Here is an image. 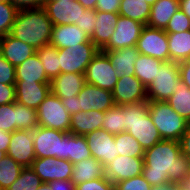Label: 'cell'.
<instances>
[{"label":"cell","instance_id":"cell-47","mask_svg":"<svg viewBox=\"0 0 190 190\" xmlns=\"http://www.w3.org/2000/svg\"><path fill=\"white\" fill-rule=\"evenodd\" d=\"M16 101V86L0 83V105Z\"/></svg>","mask_w":190,"mask_h":190},{"label":"cell","instance_id":"cell-20","mask_svg":"<svg viewBox=\"0 0 190 190\" xmlns=\"http://www.w3.org/2000/svg\"><path fill=\"white\" fill-rule=\"evenodd\" d=\"M85 75L80 73H60L50 81V90L60 99L78 95L85 85Z\"/></svg>","mask_w":190,"mask_h":190},{"label":"cell","instance_id":"cell-50","mask_svg":"<svg viewBox=\"0 0 190 190\" xmlns=\"http://www.w3.org/2000/svg\"><path fill=\"white\" fill-rule=\"evenodd\" d=\"M181 153L190 159V123L187 126L185 133L179 139Z\"/></svg>","mask_w":190,"mask_h":190},{"label":"cell","instance_id":"cell-18","mask_svg":"<svg viewBox=\"0 0 190 190\" xmlns=\"http://www.w3.org/2000/svg\"><path fill=\"white\" fill-rule=\"evenodd\" d=\"M143 166V157H129L119 155L104 167L105 176L113 184H115L119 181L141 175Z\"/></svg>","mask_w":190,"mask_h":190},{"label":"cell","instance_id":"cell-8","mask_svg":"<svg viewBox=\"0 0 190 190\" xmlns=\"http://www.w3.org/2000/svg\"><path fill=\"white\" fill-rule=\"evenodd\" d=\"M180 80L179 63L164 62L154 81L147 87L148 101H167L178 88Z\"/></svg>","mask_w":190,"mask_h":190},{"label":"cell","instance_id":"cell-17","mask_svg":"<svg viewBox=\"0 0 190 190\" xmlns=\"http://www.w3.org/2000/svg\"><path fill=\"white\" fill-rule=\"evenodd\" d=\"M112 91L85 83L78 94L79 112L97 110L105 112L114 106Z\"/></svg>","mask_w":190,"mask_h":190},{"label":"cell","instance_id":"cell-40","mask_svg":"<svg viewBox=\"0 0 190 190\" xmlns=\"http://www.w3.org/2000/svg\"><path fill=\"white\" fill-rule=\"evenodd\" d=\"M0 129L9 133L17 130V102L0 105Z\"/></svg>","mask_w":190,"mask_h":190},{"label":"cell","instance_id":"cell-57","mask_svg":"<svg viewBox=\"0 0 190 190\" xmlns=\"http://www.w3.org/2000/svg\"><path fill=\"white\" fill-rule=\"evenodd\" d=\"M172 190H190L185 183L172 184Z\"/></svg>","mask_w":190,"mask_h":190},{"label":"cell","instance_id":"cell-61","mask_svg":"<svg viewBox=\"0 0 190 190\" xmlns=\"http://www.w3.org/2000/svg\"><path fill=\"white\" fill-rule=\"evenodd\" d=\"M143 1L147 2L152 6L157 0H143Z\"/></svg>","mask_w":190,"mask_h":190},{"label":"cell","instance_id":"cell-54","mask_svg":"<svg viewBox=\"0 0 190 190\" xmlns=\"http://www.w3.org/2000/svg\"><path fill=\"white\" fill-rule=\"evenodd\" d=\"M10 142L11 133L0 129V150L7 153Z\"/></svg>","mask_w":190,"mask_h":190},{"label":"cell","instance_id":"cell-52","mask_svg":"<svg viewBox=\"0 0 190 190\" xmlns=\"http://www.w3.org/2000/svg\"><path fill=\"white\" fill-rule=\"evenodd\" d=\"M62 105L65 107V109L68 111L70 115L78 113V95L71 97V98H65L61 99Z\"/></svg>","mask_w":190,"mask_h":190},{"label":"cell","instance_id":"cell-46","mask_svg":"<svg viewBox=\"0 0 190 190\" xmlns=\"http://www.w3.org/2000/svg\"><path fill=\"white\" fill-rule=\"evenodd\" d=\"M95 22L96 10L85 9L84 14H82L80 18V22L77 24V27L91 37L95 28Z\"/></svg>","mask_w":190,"mask_h":190},{"label":"cell","instance_id":"cell-35","mask_svg":"<svg viewBox=\"0 0 190 190\" xmlns=\"http://www.w3.org/2000/svg\"><path fill=\"white\" fill-rule=\"evenodd\" d=\"M115 145L117 146V154L120 156L144 157L145 150L128 132L116 134Z\"/></svg>","mask_w":190,"mask_h":190},{"label":"cell","instance_id":"cell-29","mask_svg":"<svg viewBox=\"0 0 190 190\" xmlns=\"http://www.w3.org/2000/svg\"><path fill=\"white\" fill-rule=\"evenodd\" d=\"M169 61L182 62L190 59V30L167 34Z\"/></svg>","mask_w":190,"mask_h":190},{"label":"cell","instance_id":"cell-37","mask_svg":"<svg viewBox=\"0 0 190 190\" xmlns=\"http://www.w3.org/2000/svg\"><path fill=\"white\" fill-rule=\"evenodd\" d=\"M102 122V130L113 135L124 132L123 106L114 105L107 109Z\"/></svg>","mask_w":190,"mask_h":190},{"label":"cell","instance_id":"cell-3","mask_svg":"<svg viewBox=\"0 0 190 190\" xmlns=\"http://www.w3.org/2000/svg\"><path fill=\"white\" fill-rule=\"evenodd\" d=\"M124 132L133 136L146 150L162 140L149 114L148 102L123 105Z\"/></svg>","mask_w":190,"mask_h":190},{"label":"cell","instance_id":"cell-9","mask_svg":"<svg viewBox=\"0 0 190 190\" xmlns=\"http://www.w3.org/2000/svg\"><path fill=\"white\" fill-rule=\"evenodd\" d=\"M136 49L140 54L169 62L168 36L164 29L145 25L137 40Z\"/></svg>","mask_w":190,"mask_h":190},{"label":"cell","instance_id":"cell-11","mask_svg":"<svg viewBox=\"0 0 190 190\" xmlns=\"http://www.w3.org/2000/svg\"><path fill=\"white\" fill-rule=\"evenodd\" d=\"M144 26L139 21L120 15L115 25L114 33L101 51H113L136 46Z\"/></svg>","mask_w":190,"mask_h":190},{"label":"cell","instance_id":"cell-42","mask_svg":"<svg viewBox=\"0 0 190 190\" xmlns=\"http://www.w3.org/2000/svg\"><path fill=\"white\" fill-rule=\"evenodd\" d=\"M188 30H190V18L180 9L172 16L164 29L167 34L180 33Z\"/></svg>","mask_w":190,"mask_h":190},{"label":"cell","instance_id":"cell-43","mask_svg":"<svg viewBox=\"0 0 190 190\" xmlns=\"http://www.w3.org/2000/svg\"><path fill=\"white\" fill-rule=\"evenodd\" d=\"M152 186L143 175L125 179L114 184V190H151Z\"/></svg>","mask_w":190,"mask_h":190},{"label":"cell","instance_id":"cell-5","mask_svg":"<svg viewBox=\"0 0 190 190\" xmlns=\"http://www.w3.org/2000/svg\"><path fill=\"white\" fill-rule=\"evenodd\" d=\"M60 130L37 126L33 130L36 158H58L66 160V135Z\"/></svg>","mask_w":190,"mask_h":190},{"label":"cell","instance_id":"cell-33","mask_svg":"<svg viewBox=\"0 0 190 190\" xmlns=\"http://www.w3.org/2000/svg\"><path fill=\"white\" fill-rule=\"evenodd\" d=\"M177 89L166 101L171 108L190 123V89L180 80Z\"/></svg>","mask_w":190,"mask_h":190},{"label":"cell","instance_id":"cell-44","mask_svg":"<svg viewBox=\"0 0 190 190\" xmlns=\"http://www.w3.org/2000/svg\"><path fill=\"white\" fill-rule=\"evenodd\" d=\"M75 190H114V184L103 176L75 185Z\"/></svg>","mask_w":190,"mask_h":190},{"label":"cell","instance_id":"cell-45","mask_svg":"<svg viewBox=\"0 0 190 190\" xmlns=\"http://www.w3.org/2000/svg\"><path fill=\"white\" fill-rule=\"evenodd\" d=\"M0 83L7 85L16 84L15 67L0 54Z\"/></svg>","mask_w":190,"mask_h":190},{"label":"cell","instance_id":"cell-41","mask_svg":"<svg viewBox=\"0 0 190 190\" xmlns=\"http://www.w3.org/2000/svg\"><path fill=\"white\" fill-rule=\"evenodd\" d=\"M17 12L8 1L0 2V38L11 32Z\"/></svg>","mask_w":190,"mask_h":190},{"label":"cell","instance_id":"cell-39","mask_svg":"<svg viewBox=\"0 0 190 190\" xmlns=\"http://www.w3.org/2000/svg\"><path fill=\"white\" fill-rule=\"evenodd\" d=\"M38 126L37 110L17 102V130H34Z\"/></svg>","mask_w":190,"mask_h":190},{"label":"cell","instance_id":"cell-31","mask_svg":"<svg viewBox=\"0 0 190 190\" xmlns=\"http://www.w3.org/2000/svg\"><path fill=\"white\" fill-rule=\"evenodd\" d=\"M92 157L84 135H66V160L72 164Z\"/></svg>","mask_w":190,"mask_h":190},{"label":"cell","instance_id":"cell-27","mask_svg":"<svg viewBox=\"0 0 190 190\" xmlns=\"http://www.w3.org/2000/svg\"><path fill=\"white\" fill-rule=\"evenodd\" d=\"M179 9V0H157L151 6L147 26L165 29L169 20Z\"/></svg>","mask_w":190,"mask_h":190},{"label":"cell","instance_id":"cell-14","mask_svg":"<svg viewBox=\"0 0 190 190\" xmlns=\"http://www.w3.org/2000/svg\"><path fill=\"white\" fill-rule=\"evenodd\" d=\"M31 169L40 177L43 183L57 180H71L73 164L58 158H36Z\"/></svg>","mask_w":190,"mask_h":190},{"label":"cell","instance_id":"cell-23","mask_svg":"<svg viewBox=\"0 0 190 190\" xmlns=\"http://www.w3.org/2000/svg\"><path fill=\"white\" fill-rule=\"evenodd\" d=\"M102 52H104L108 56L113 68L116 71L115 74L118 78L124 75L135 76L134 64L139 55L136 46Z\"/></svg>","mask_w":190,"mask_h":190},{"label":"cell","instance_id":"cell-13","mask_svg":"<svg viewBox=\"0 0 190 190\" xmlns=\"http://www.w3.org/2000/svg\"><path fill=\"white\" fill-rule=\"evenodd\" d=\"M113 101L117 106L148 102L147 88L136 76H122L112 90Z\"/></svg>","mask_w":190,"mask_h":190},{"label":"cell","instance_id":"cell-25","mask_svg":"<svg viewBox=\"0 0 190 190\" xmlns=\"http://www.w3.org/2000/svg\"><path fill=\"white\" fill-rule=\"evenodd\" d=\"M104 115V112L97 110L72 114L70 121V133L85 135L97 129H102Z\"/></svg>","mask_w":190,"mask_h":190},{"label":"cell","instance_id":"cell-58","mask_svg":"<svg viewBox=\"0 0 190 190\" xmlns=\"http://www.w3.org/2000/svg\"><path fill=\"white\" fill-rule=\"evenodd\" d=\"M151 190H172V184H166L162 186L152 187Z\"/></svg>","mask_w":190,"mask_h":190},{"label":"cell","instance_id":"cell-15","mask_svg":"<svg viewBox=\"0 0 190 190\" xmlns=\"http://www.w3.org/2000/svg\"><path fill=\"white\" fill-rule=\"evenodd\" d=\"M92 157L101 162L104 167L118 157L115 135L102 129L84 135Z\"/></svg>","mask_w":190,"mask_h":190},{"label":"cell","instance_id":"cell-32","mask_svg":"<svg viewBox=\"0 0 190 190\" xmlns=\"http://www.w3.org/2000/svg\"><path fill=\"white\" fill-rule=\"evenodd\" d=\"M150 11L151 5L143 0H121L118 13L147 25Z\"/></svg>","mask_w":190,"mask_h":190},{"label":"cell","instance_id":"cell-21","mask_svg":"<svg viewBox=\"0 0 190 190\" xmlns=\"http://www.w3.org/2000/svg\"><path fill=\"white\" fill-rule=\"evenodd\" d=\"M91 41L87 33L83 32L75 24L55 25L52 28L49 45L64 49L77 44Z\"/></svg>","mask_w":190,"mask_h":190},{"label":"cell","instance_id":"cell-7","mask_svg":"<svg viewBox=\"0 0 190 190\" xmlns=\"http://www.w3.org/2000/svg\"><path fill=\"white\" fill-rule=\"evenodd\" d=\"M36 110L38 126L70 133L71 115L58 96L50 93Z\"/></svg>","mask_w":190,"mask_h":190},{"label":"cell","instance_id":"cell-10","mask_svg":"<svg viewBox=\"0 0 190 190\" xmlns=\"http://www.w3.org/2000/svg\"><path fill=\"white\" fill-rule=\"evenodd\" d=\"M111 61L101 50L92 58L85 71V82L112 91L118 81Z\"/></svg>","mask_w":190,"mask_h":190},{"label":"cell","instance_id":"cell-28","mask_svg":"<svg viewBox=\"0 0 190 190\" xmlns=\"http://www.w3.org/2000/svg\"><path fill=\"white\" fill-rule=\"evenodd\" d=\"M103 176H105L104 165L94 157H90L73 164L71 181L78 185Z\"/></svg>","mask_w":190,"mask_h":190},{"label":"cell","instance_id":"cell-26","mask_svg":"<svg viewBox=\"0 0 190 190\" xmlns=\"http://www.w3.org/2000/svg\"><path fill=\"white\" fill-rule=\"evenodd\" d=\"M16 82L50 83L37 53L15 67Z\"/></svg>","mask_w":190,"mask_h":190},{"label":"cell","instance_id":"cell-2","mask_svg":"<svg viewBox=\"0 0 190 190\" xmlns=\"http://www.w3.org/2000/svg\"><path fill=\"white\" fill-rule=\"evenodd\" d=\"M52 28V21L42 7L18 11L10 34L38 50L49 45Z\"/></svg>","mask_w":190,"mask_h":190},{"label":"cell","instance_id":"cell-53","mask_svg":"<svg viewBox=\"0 0 190 190\" xmlns=\"http://www.w3.org/2000/svg\"><path fill=\"white\" fill-rule=\"evenodd\" d=\"M48 184L52 190H75V184L71 180H57Z\"/></svg>","mask_w":190,"mask_h":190},{"label":"cell","instance_id":"cell-30","mask_svg":"<svg viewBox=\"0 0 190 190\" xmlns=\"http://www.w3.org/2000/svg\"><path fill=\"white\" fill-rule=\"evenodd\" d=\"M164 61L151 56L140 54L135 61V76L147 88L155 79Z\"/></svg>","mask_w":190,"mask_h":190},{"label":"cell","instance_id":"cell-49","mask_svg":"<svg viewBox=\"0 0 190 190\" xmlns=\"http://www.w3.org/2000/svg\"><path fill=\"white\" fill-rule=\"evenodd\" d=\"M121 0H97L95 10L118 13Z\"/></svg>","mask_w":190,"mask_h":190},{"label":"cell","instance_id":"cell-51","mask_svg":"<svg viewBox=\"0 0 190 190\" xmlns=\"http://www.w3.org/2000/svg\"><path fill=\"white\" fill-rule=\"evenodd\" d=\"M179 72L181 81L190 89V59L179 62Z\"/></svg>","mask_w":190,"mask_h":190},{"label":"cell","instance_id":"cell-36","mask_svg":"<svg viewBox=\"0 0 190 190\" xmlns=\"http://www.w3.org/2000/svg\"><path fill=\"white\" fill-rule=\"evenodd\" d=\"M23 167L6 155L0 162V190L8 188L17 180Z\"/></svg>","mask_w":190,"mask_h":190},{"label":"cell","instance_id":"cell-6","mask_svg":"<svg viewBox=\"0 0 190 190\" xmlns=\"http://www.w3.org/2000/svg\"><path fill=\"white\" fill-rule=\"evenodd\" d=\"M99 51L92 41L59 49L60 73L85 74L87 66Z\"/></svg>","mask_w":190,"mask_h":190},{"label":"cell","instance_id":"cell-19","mask_svg":"<svg viewBox=\"0 0 190 190\" xmlns=\"http://www.w3.org/2000/svg\"><path fill=\"white\" fill-rule=\"evenodd\" d=\"M16 102L37 109L51 93L50 83L16 82Z\"/></svg>","mask_w":190,"mask_h":190},{"label":"cell","instance_id":"cell-55","mask_svg":"<svg viewBox=\"0 0 190 190\" xmlns=\"http://www.w3.org/2000/svg\"><path fill=\"white\" fill-rule=\"evenodd\" d=\"M180 10H182L185 15L190 18V0H179Z\"/></svg>","mask_w":190,"mask_h":190},{"label":"cell","instance_id":"cell-22","mask_svg":"<svg viewBox=\"0 0 190 190\" xmlns=\"http://www.w3.org/2000/svg\"><path fill=\"white\" fill-rule=\"evenodd\" d=\"M35 53L36 50L32 46L13 37L10 33L0 38V54L14 67Z\"/></svg>","mask_w":190,"mask_h":190},{"label":"cell","instance_id":"cell-24","mask_svg":"<svg viewBox=\"0 0 190 190\" xmlns=\"http://www.w3.org/2000/svg\"><path fill=\"white\" fill-rule=\"evenodd\" d=\"M119 16V13L96 11L95 28L90 39L99 50L108 44Z\"/></svg>","mask_w":190,"mask_h":190},{"label":"cell","instance_id":"cell-16","mask_svg":"<svg viewBox=\"0 0 190 190\" xmlns=\"http://www.w3.org/2000/svg\"><path fill=\"white\" fill-rule=\"evenodd\" d=\"M6 155L23 168L31 167L36 159L32 130H15L11 133V142Z\"/></svg>","mask_w":190,"mask_h":190},{"label":"cell","instance_id":"cell-59","mask_svg":"<svg viewBox=\"0 0 190 190\" xmlns=\"http://www.w3.org/2000/svg\"><path fill=\"white\" fill-rule=\"evenodd\" d=\"M37 190H52L48 183H43Z\"/></svg>","mask_w":190,"mask_h":190},{"label":"cell","instance_id":"cell-1","mask_svg":"<svg viewBox=\"0 0 190 190\" xmlns=\"http://www.w3.org/2000/svg\"><path fill=\"white\" fill-rule=\"evenodd\" d=\"M142 175L152 186L180 184L190 177V159L181 153L179 141L162 139L144 151Z\"/></svg>","mask_w":190,"mask_h":190},{"label":"cell","instance_id":"cell-62","mask_svg":"<svg viewBox=\"0 0 190 190\" xmlns=\"http://www.w3.org/2000/svg\"><path fill=\"white\" fill-rule=\"evenodd\" d=\"M185 184L188 186V188L190 189V177L185 181Z\"/></svg>","mask_w":190,"mask_h":190},{"label":"cell","instance_id":"cell-48","mask_svg":"<svg viewBox=\"0 0 190 190\" xmlns=\"http://www.w3.org/2000/svg\"><path fill=\"white\" fill-rule=\"evenodd\" d=\"M12 4L18 11L39 9L44 6L43 0H7Z\"/></svg>","mask_w":190,"mask_h":190},{"label":"cell","instance_id":"cell-12","mask_svg":"<svg viewBox=\"0 0 190 190\" xmlns=\"http://www.w3.org/2000/svg\"><path fill=\"white\" fill-rule=\"evenodd\" d=\"M43 8L55 25H77L85 9L77 0H45Z\"/></svg>","mask_w":190,"mask_h":190},{"label":"cell","instance_id":"cell-34","mask_svg":"<svg viewBox=\"0 0 190 190\" xmlns=\"http://www.w3.org/2000/svg\"><path fill=\"white\" fill-rule=\"evenodd\" d=\"M36 53L41 60L47 78L51 81L60 74L59 49L52 45L42 46Z\"/></svg>","mask_w":190,"mask_h":190},{"label":"cell","instance_id":"cell-60","mask_svg":"<svg viewBox=\"0 0 190 190\" xmlns=\"http://www.w3.org/2000/svg\"><path fill=\"white\" fill-rule=\"evenodd\" d=\"M6 156V153L4 151L0 150V162L2 161V159Z\"/></svg>","mask_w":190,"mask_h":190},{"label":"cell","instance_id":"cell-56","mask_svg":"<svg viewBox=\"0 0 190 190\" xmlns=\"http://www.w3.org/2000/svg\"><path fill=\"white\" fill-rule=\"evenodd\" d=\"M84 8L95 10L97 0H77Z\"/></svg>","mask_w":190,"mask_h":190},{"label":"cell","instance_id":"cell-4","mask_svg":"<svg viewBox=\"0 0 190 190\" xmlns=\"http://www.w3.org/2000/svg\"><path fill=\"white\" fill-rule=\"evenodd\" d=\"M149 114L162 139L179 141L189 122L166 101H148Z\"/></svg>","mask_w":190,"mask_h":190},{"label":"cell","instance_id":"cell-38","mask_svg":"<svg viewBox=\"0 0 190 190\" xmlns=\"http://www.w3.org/2000/svg\"><path fill=\"white\" fill-rule=\"evenodd\" d=\"M42 184L43 182L40 177L31 167H25L21 170L19 177L8 190H37Z\"/></svg>","mask_w":190,"mask_h":190}]
</instances>
